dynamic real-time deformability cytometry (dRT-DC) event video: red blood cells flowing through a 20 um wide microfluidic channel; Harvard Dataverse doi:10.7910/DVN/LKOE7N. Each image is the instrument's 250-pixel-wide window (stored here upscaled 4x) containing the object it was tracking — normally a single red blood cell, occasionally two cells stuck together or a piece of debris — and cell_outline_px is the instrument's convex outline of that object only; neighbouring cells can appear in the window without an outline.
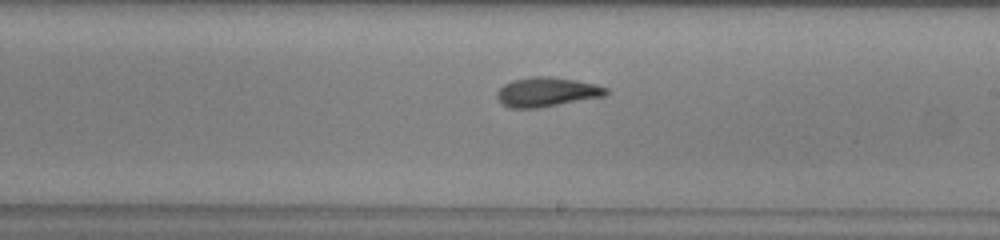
{"species": "common noctule bat (a hibernating species)", "species_latin": "Nyctalus noctula", "temperature_condition": "warm", "stored_images_in_passage": 26, "camera_frame_rate_fps": 3000, "um_per_image_px": 0.085, "animal": {"sex": "male", "body_mass_g": 13.0, "forearm_length_mm": 53.1}, "frame": {"image": 1, "passage_image": 15, "time_ms": 4.667, "image_size_px": [1000, 240], "cell_outline_px": [[608, 92], [604, 96], [536, 108], [512, 108], [504, 104], [496, 96], [496, 92], [504, 84], [512, 80], [532, 76], [548, 76], [576, 80], [596, 84], [608, 88]], "centroid_in_image_um": [46.47, 7.8], "position_along_channel_um": 242.5, "area_um2": 18.5}}
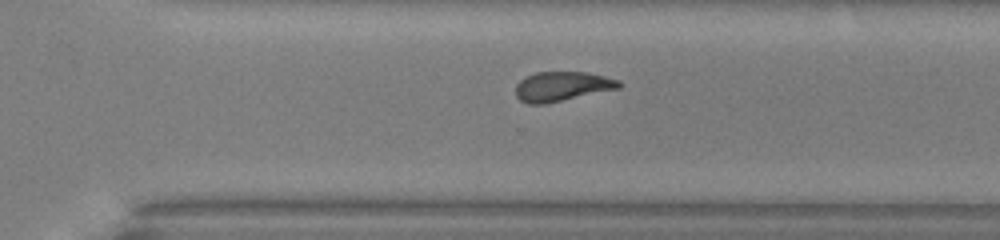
{"frame": {"image": 2, "passage_image": 21, "time_ms": 6.667, "image_size_px": [1000, 240], "cell_outline_px": [[624, 84], [620, 88], [544, 104], [528, 104], [520, 100], [516, 96], [516, 84], [524, 76], [536, 72], [584, 72], [604, 76], [620, 80]], "centroid_in_image_um": [47.77, 7.34], "position_along_channel_um": 322.8, "area_um2": 17.86}}
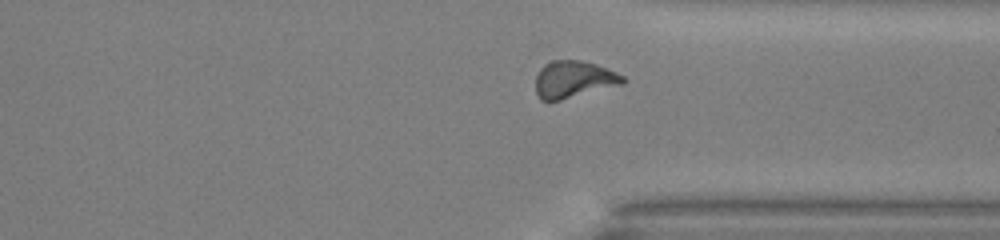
{"frame": {"image": 3, "passage_image": 24, "time_ms": 7.667, "image_size_px": [1000, 240], "cell_outline_px": [[628, 80], [624, 84], [560, 100], [540, 100], [536, 96], [536, 76], [540, 68], [544, 64], [552, 60], [580, 60], [596, 64], [616, 72], [624, 76]], "centroid_in_image_um": [48.77, 6.74], "position_along_channel_um": 362.6, "area_um2": 18.96}}